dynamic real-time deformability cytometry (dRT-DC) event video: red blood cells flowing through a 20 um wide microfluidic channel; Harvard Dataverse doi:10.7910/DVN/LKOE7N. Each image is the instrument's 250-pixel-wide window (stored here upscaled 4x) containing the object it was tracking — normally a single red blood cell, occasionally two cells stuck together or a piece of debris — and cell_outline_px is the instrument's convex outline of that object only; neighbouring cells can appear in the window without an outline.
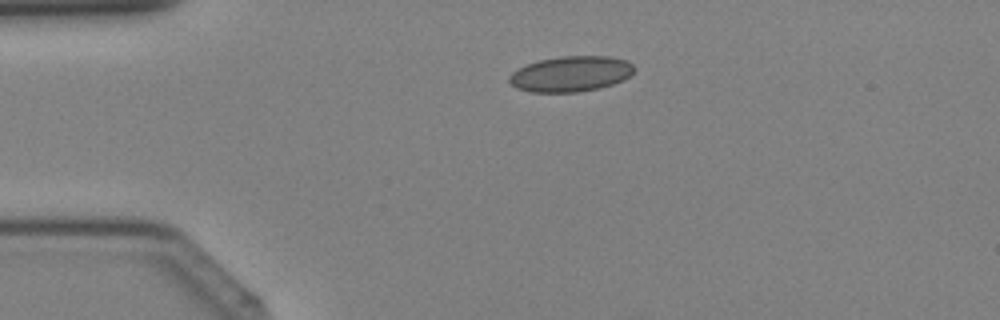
{"species": "Egyptian fruit bat (a non-hibernating species)", "species_latin": "Rousettus aegyptiacus", "temperature_condition": "cold", "stored_images_in_passage": 40, "camera_frame_rate_fps": 3000, "um_per_image_px": 0.085, "animal": {"sex": "female"}, "frame": {"image": 1, "passage_image": 9, "time_ms": 2.667, "image_size_px": [1000, 320], "cell_outline_px": [[636, 68], [624, 80], [600, 88], [580, 92], [532, 92], [516, 88], [508, 80], [508, 76], [512, 72], [528, 64], [540, 60], [560, 56], [608, 56], [628, 60]], "centroid_in_image_um": [48.54, 6.28], "position_along_channel_um": 36.5, "area_um2": 25.89}}
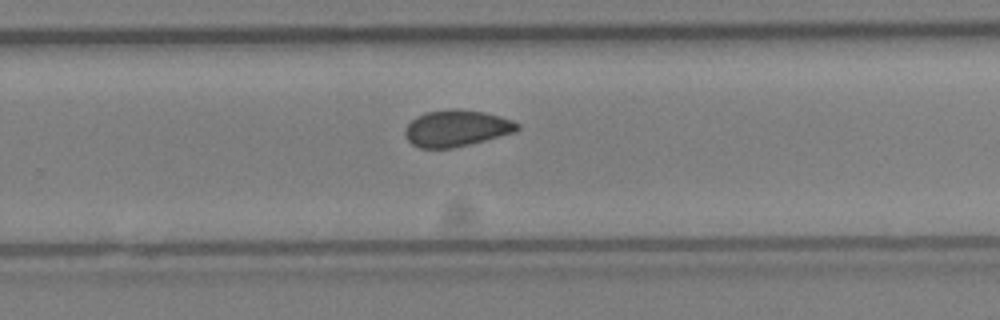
{"frame": {"image": 2, "passage_image": 26, "time_ms": 8.333, "image_size_px": [1000, 320], "cell_outline_px": [[520, 128], [516, 132], [452, 148], [420, 148], [412, 144], [404, 136], [404, 128], [416, 116], [428, 112], [484, 112], [500, 116], [512, 120], [520, 124]], "centroid_in_image_um": [38.8, 10.95], "position_along_channel_um": 291.0, "area_um2": 23.0}}
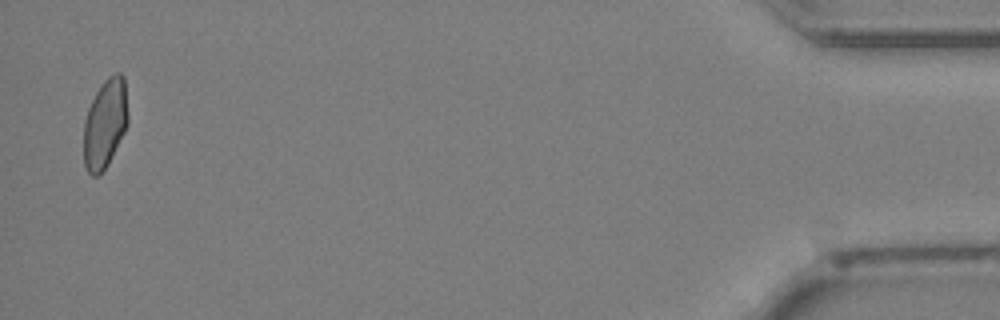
{"frame": {"image": 3, "passage_image": 39, "time_ms": 12.667, "image_size_px": [1000, 320], "cell_outline_px": [[128, 124], [108, 164], [96, 176], [92, 176], [88, 172], [84, 164], [84, 120], [88, 108], [100, 84], [108, 76], [116, 72], [120, 72], [124, 76], [128, 112]], "centroid_in_image_um": [8.94, 10.46], "position_along_channel_um": 426.3, "area_um2": 23.06}}